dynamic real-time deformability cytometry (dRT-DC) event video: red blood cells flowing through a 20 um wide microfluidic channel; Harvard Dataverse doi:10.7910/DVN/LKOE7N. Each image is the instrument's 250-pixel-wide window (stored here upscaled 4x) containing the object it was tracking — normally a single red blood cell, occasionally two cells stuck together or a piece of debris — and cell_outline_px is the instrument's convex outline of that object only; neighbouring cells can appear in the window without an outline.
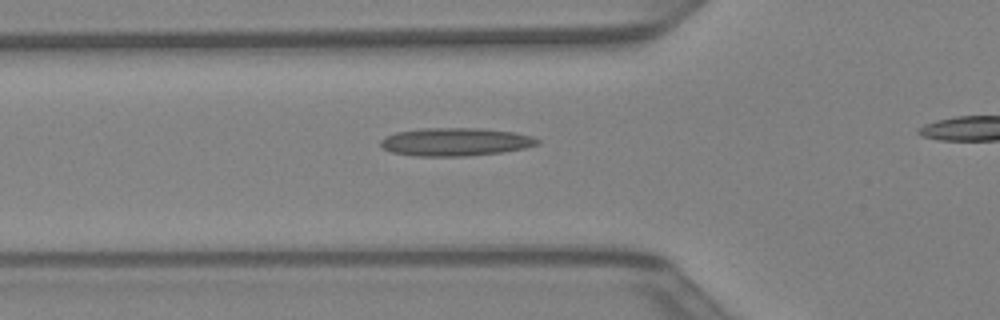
{"species": "Egyptian fruit bat (a non-hibernating species)", "species_latin": "Rousettus aegyptiacus", "temperature_condition": "warm", "stored_images_in_passage": 23, "camera_frame_rate_fps": 3000, "um_per_image_px": 0.085, "animal": {"sex": "female"}, "frame": {"image": 1, "passage_image": 3, "time_ms": 0.667, "image_size_px": [1000, 320], "cell_outline_px": [[540, 144], [524, 148], [500, 152], [464, 156], [416, 156], [392, 152], [384, 148], [380, 144], [380, 140], [384, 136], [396, 132], [420, 128], [480, 128], [516, 132], [532, 136], [540, 140]], "centroid_in_image_um": [38.71, 12.05], "position_along_channel_um": 87.1, "area_um2": 25.72}}
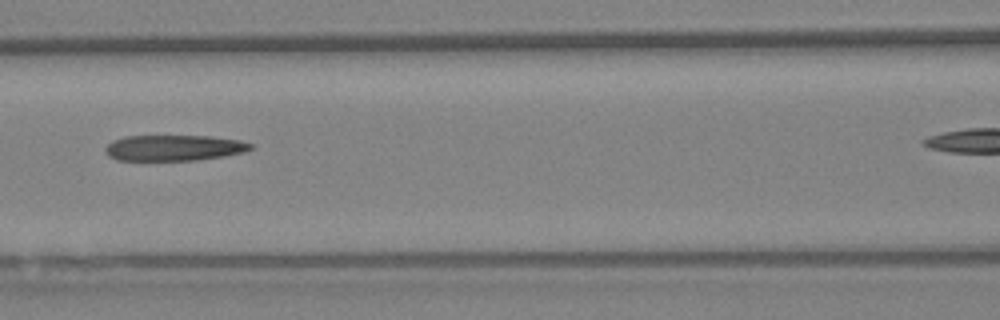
{"frame": {"image": 2, "passage_image": 7, "time_ms": 2.0, "image_size_px": [1000, 320], "cell_outline_px": [[252, 148], [244, 152], [224, 156], [196, 160], [116, 160], [108, 156], [104, 148], [112, 140], [124, 136], [212, 136], [240, 140], [252, 144]], "centroid_in_image_um": [14.77, 12.56], "position_along_channel_um": 151.8, "area_um2": 21.91}}
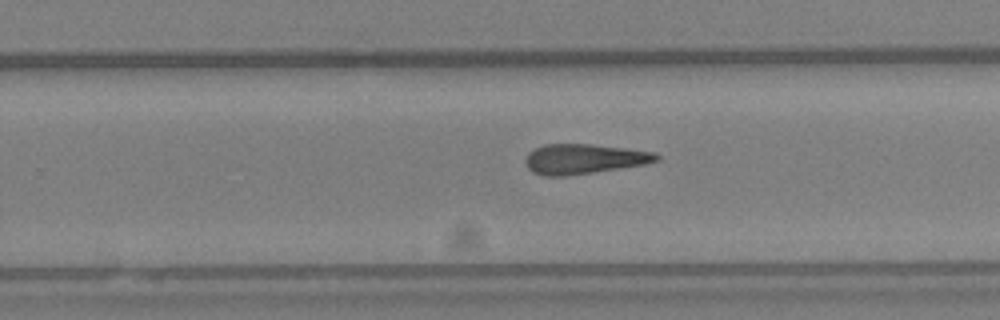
{"frame": {"image": 3, "passage_image": 15, "time_ms": 4.667, "image_size_px": [1000, 320], "cell_outline_px": [[660, 160], [644, 164], [592, 172], [564, 176], [544, 176], [532, 172], [528, 168], [524, 160], [528, 152], [544, 144], [592, 144], [656, 152], [660, 156]], "centroid_in_image_um": [49.61, 13.5], "position_along_channel_um": 280.2, "area_um2": 22.77}}